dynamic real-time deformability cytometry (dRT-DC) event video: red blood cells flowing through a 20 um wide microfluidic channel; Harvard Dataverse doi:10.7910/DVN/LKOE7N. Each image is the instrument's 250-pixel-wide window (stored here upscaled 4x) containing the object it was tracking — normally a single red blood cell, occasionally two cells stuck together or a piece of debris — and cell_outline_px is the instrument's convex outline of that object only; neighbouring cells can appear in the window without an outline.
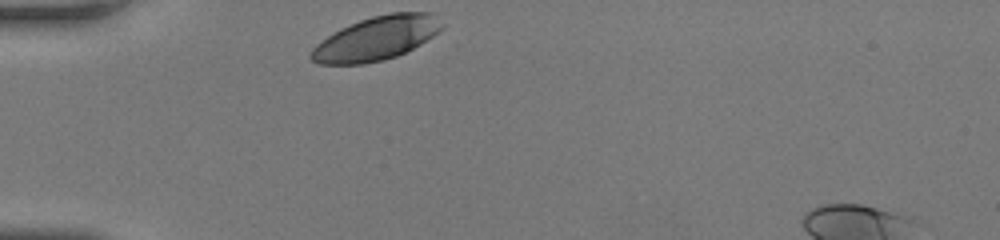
{"species": "human", "species_latin": "Homo sapiens", "temperature_condition": "room temperature", "stored_images_in_passage": 27, "camera_frame_rate_fps": 3000, "um_per_image_px": 0.085, "donor": {"sex": "female"}, "frame": {"image": 1, "passage_image": 1, "time_ms": 0.0, "image_size_px": [1000, 240], "cell_outline_px": [[444, 24], [432, 36], [420, 44], [396, 56], [384, 60], [364, 64], [320, 64], [312, 60], [308, 56], [312, 48], [316, 44], [340, 28], [360, 20], [372, 16], [392, 12], [432, 12]], "centroid_in_image_um": [31.96, 3.26], "position_along_channel_um": 53.0, "area_um2": 33.18}}
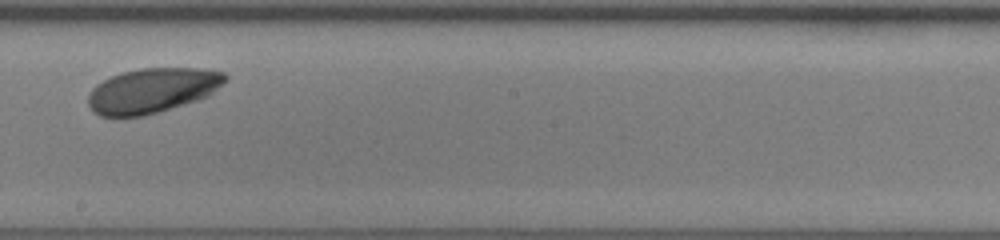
{"frame": {"image": 2, "passage_image": 16, "time_ms": 5.0, "image_size_px": [1000, 240], "cell_outline_px": [[228, 80], [208, 96], [196, 100], [144, 116], [100, 116], [92, 112], [88, 104], [88, 96], [92, 88], [96, 84], [112, 76], [124, 72], [140, 68], [200, 68], [224, 72], [228, 76]], "centroid_in_image_um": [12.95, 7.68], "position_along_channel_um": 235.3, "area_um2": 35.72}}
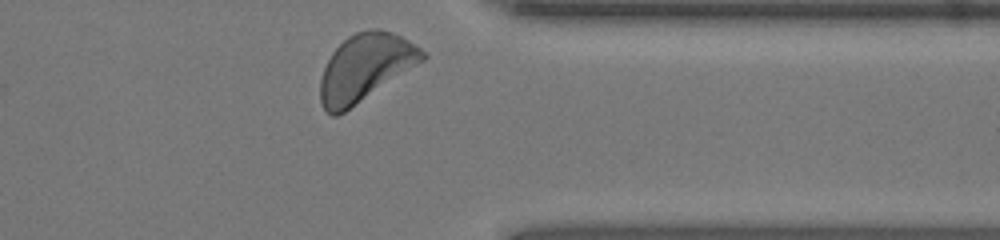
{"frame": {"image": 3, "passage_image": 27, "time_ms": 8.667, "image_size_px": [1000, 240], "cell_outline_px": [[428, 56], [424, 60], [344, 112], [336, 116], [332, 116], [320, 104], [320, 80], [324, 68], [332, 52], [348, 36], [356, 32], [368, 28], [380, 28], [392, 32], [408, 40], [428, 52]], "centroid_in_image_um": [31.05, 5.72], "position_along_channel_um": 380.3, "area_um2": 39.77}, "authors_computed_cell_mechanics": {"area_um2": 35.6626, "velocity_mm_per_s": 4.0503, "shape_relaxation_time_tau1_ms": 1.6472, "shape_relaxation_time_tau2_ms": null, "deformation_change_tau1": 0.0816, "deformation_change_tau2": null}}